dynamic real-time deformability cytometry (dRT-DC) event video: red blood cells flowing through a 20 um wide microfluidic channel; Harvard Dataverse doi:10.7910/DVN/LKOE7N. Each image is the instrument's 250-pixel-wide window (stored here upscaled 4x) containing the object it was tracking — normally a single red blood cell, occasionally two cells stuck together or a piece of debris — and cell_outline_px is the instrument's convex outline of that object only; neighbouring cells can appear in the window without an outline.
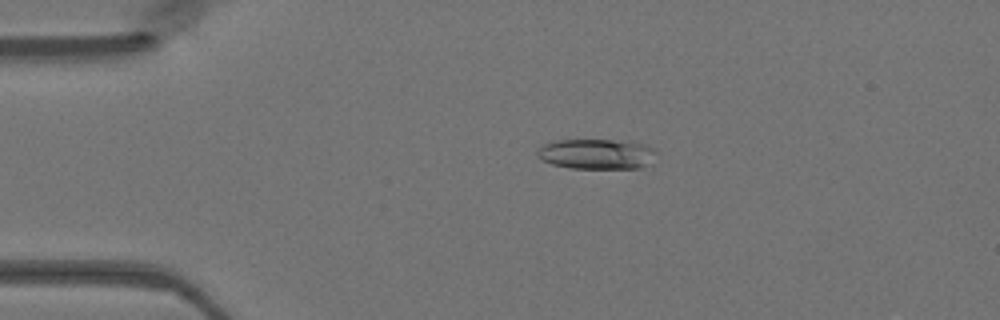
{"species": "Egyptian fruit bat (a non-hibernating species)", "species_latin": "Rousettus aegyptiacus", "temperature_condition": "warm", "stored_images_in_passage": 48, "camera_frame_rate_fps": 3000, "um_per_image_px": 0.085, "animal": {"sex": "female"}, "frame": {"image": 1, "passage_image": 10, "time_ms": 3.0, "image_size_px": [1000, 320], "cell_outline_px": [[660, 152], [652, 164], [640, 168], [568, 168], [552, 164], [540, 160], [536, 156], [536, 152], [544, 144], [556, 140], [612, 140], [644, 144], [656, 148]], "centroid_in_image_um": [50.78, 13.1], "position_along_channel_um": 34.2, "area_um2": 21.39}}
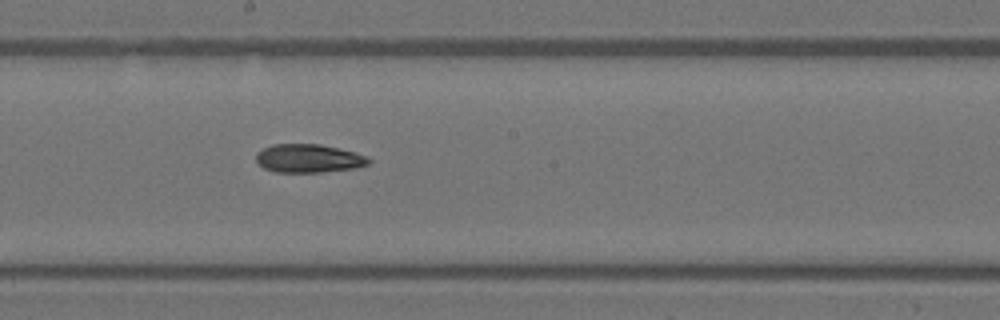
{"frame": {"image": 2, "passage_image": 26, "time_ms": 8.333, "image_size_px": [1000, 320], "cell_outline_px": [[372, 160], [368, 164], [356, 168], [320, 172], [276, 172], [264, 168], [256, 160], [256, 152], [272, 144], [320, 144], [368, 156]], "centroid_in_image_um": [26.23, 13.46], "position_along_channel_um": 222.0, "area_um2": 18.55}}
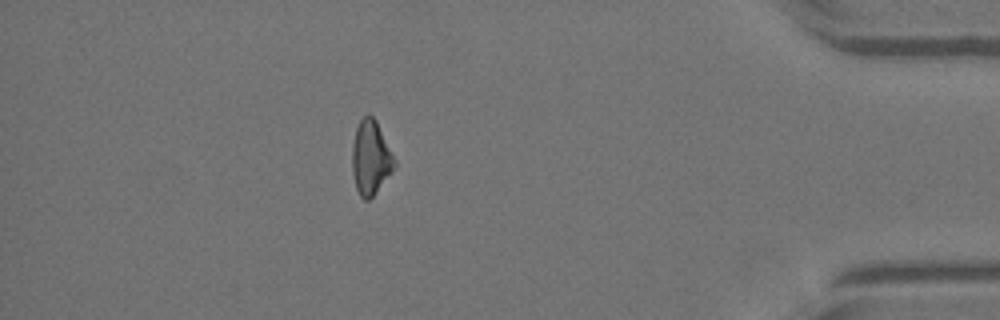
{"frame": {"image": 3, "passage_image": 42, "time_ms": 13.667, "image_size_px": [1000, 320], "cell_outline_px": [[396, 168], [372, 196], [368, 200], [364, 200], [360, 196], [356, 188], [352, 172], [352, 144], [356, 128], [360, 120], [368, 112], [376, 120], [396, 160]], "centroid_in_image_um": [31.51, 13.39], "position_along_channel_um": 403.7, "area_um2": 18.38}}